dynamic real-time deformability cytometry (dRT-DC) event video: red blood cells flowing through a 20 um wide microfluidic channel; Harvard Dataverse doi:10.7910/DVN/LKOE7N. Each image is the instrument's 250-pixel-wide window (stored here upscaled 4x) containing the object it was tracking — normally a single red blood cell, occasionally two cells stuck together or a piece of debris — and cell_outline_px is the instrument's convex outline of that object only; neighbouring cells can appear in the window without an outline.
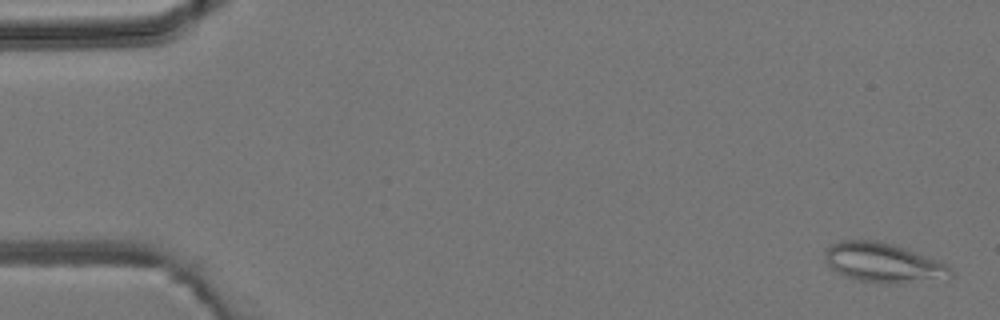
{"species": "common noctule bat (a hibernating species)", "species_latin": "Nyctalus noctula", "temperature_condition": "room temperature", "stored_images_in_passage": 8, "camera_frame_rate_fps": 3000, "um_per_image_px": 0.085, "animal": {"sex": "male", "body_mass_g": 19.2, "forearm_length_mm": 51.8}, "frame": {"image": 1, "passage_image": 1, "time_ms": 0.0, "image_size_px": [1000, 320], "cell_outline_px": [[956, 276], [948, 280], [900, 284], [884, 284], [860, 280], [844, 276], [832, 268], [828, 264], [824, 252], [832, 244], [840, 240], [872, 240], [892, 244], [940, 260], [948, 264], [952, 268]], "centroid_in_image_um": [75.22, 22.37], "position_along_channel_um": 9.8, "area_um2": 29.59}}